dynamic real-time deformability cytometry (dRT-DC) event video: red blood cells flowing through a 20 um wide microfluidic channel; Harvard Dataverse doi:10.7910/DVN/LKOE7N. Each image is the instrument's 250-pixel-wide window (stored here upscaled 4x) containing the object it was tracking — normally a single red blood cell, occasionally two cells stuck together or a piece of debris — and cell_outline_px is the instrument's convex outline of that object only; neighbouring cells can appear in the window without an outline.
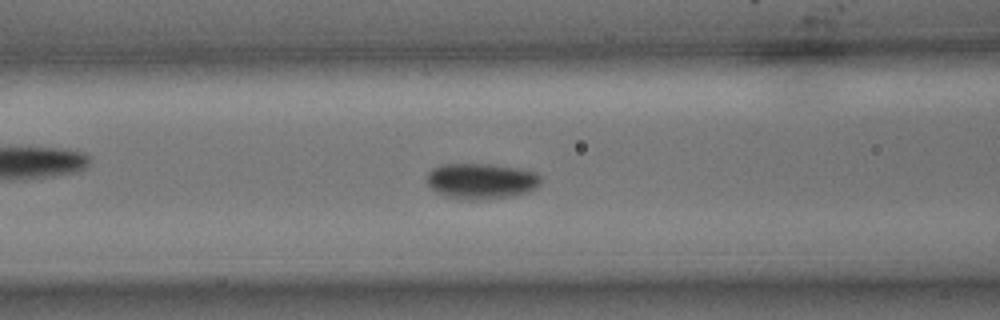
{"species": "common noctule bat (a hibernating species)", "species_latin": "Nyctalus noctula", "temperature_condition": "cold", "stored_images_in_passage": 36, "camera_frame_rate_fps": 3000, "um_per_image_px": 0.085, "animal": {"sex": "male", "body_mass_g": 15.6}, "frame": {"image": 1, "passage_image": 7, "time_ms": 2.0, "image_size_px": [1000, 320], "cell_outline_px": [[540, 184], [536, 188], [528, 192], [516, 196], [488, 200], [464, 200], [448, 196], [436, 192], [428, 184], [428, 172], [432, 168], [440, 164], [488, 164], [516, 168], [536, 172], [540, 176]], "centroid_in_image_um": [40.93, 15.41], "position_along_channel_um": 125.7, "area_um2": 23.93}}
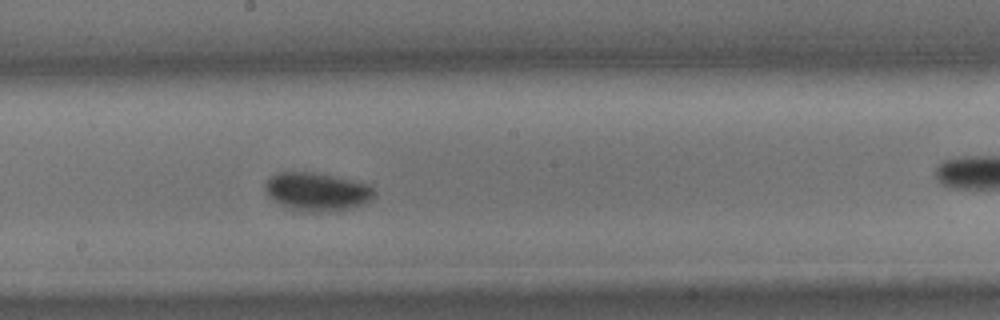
{"frame": {"image": 2, "passage_image": 15, "time_ms": 4.667, "image_size_px": [1000, 320], "cell_outline_px": [[376, 192], [364, 204], [352, 208], [328, 212], [304, 212], [280, 204], [268, 196], [264, 188], [264, 184], [276, 172], [312, 172], [332, 176], [368, 184]], "centroid_in_image_um": [26.92, 16.3], "position_along_channel_um": 221.3, "area_um2": 24.16}}
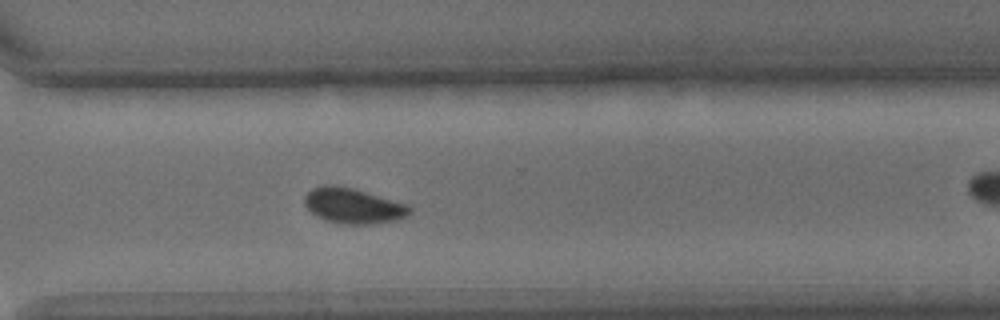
{"frame": {"image": 3, "passage_image": 25, "time_ms": 8.0, "image_size_px": [1000, 320], "cell_outline_px": [[412, 212], [396, 220], [380, 224], [344, 224], [324, 220], [316, 216], [304, 204], [304, 196], [312, 188], [320, 184], [336, 184], [352, 188], [408, 204], [412, 208]], "centroid_in_image_um": [30.0, 17.49], "position_along_channel_um": 340.6, "area_um2": 21.91}, "authors_computed_cell_mechanics": {"area_um2": 22.3975, "velocity_mm_per_s": 3.5838, "shape_relaxation_time_tau1_ms": 4.0554, "shape_relaxation_time_tau2_ms": null, "deformation_change_tau1": 0.1059, "deformation_change_tau2": null}}